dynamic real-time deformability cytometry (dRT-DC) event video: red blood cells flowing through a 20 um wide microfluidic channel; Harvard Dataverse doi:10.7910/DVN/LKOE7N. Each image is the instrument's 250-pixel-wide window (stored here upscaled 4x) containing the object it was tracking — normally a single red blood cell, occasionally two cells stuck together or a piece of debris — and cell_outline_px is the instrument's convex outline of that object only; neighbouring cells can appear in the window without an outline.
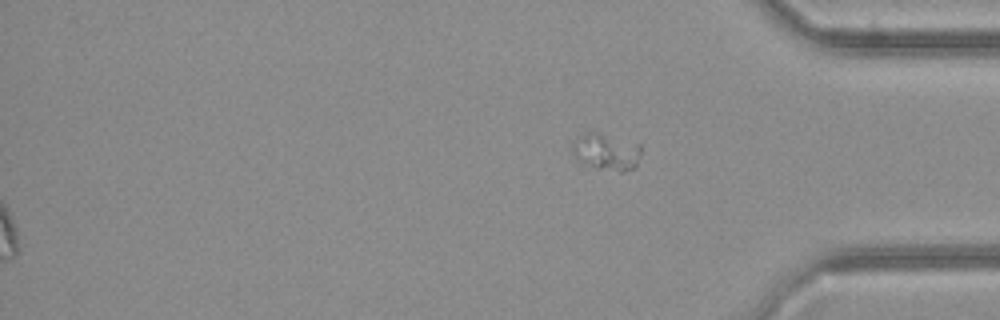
{"species": "common noctule bat (a hibernating species)", "species_latin": "Nyctalus noctula", "temperature_condition": "cold", "stored_images_in_passage": 36, "segment_of_instrument_passage": [2, 2], "camera_frame_rate_fps": 3000, "um_per_image_px": 0.085, "animal": {"sex": "female", "body_mass_g": 21.9}, "frame": {"image": 1, "passage_image": 36, "time_ms": 11.667, "image_size_px": [1000, 320], "cell_outline_px": [[640, 156], [636, 168], [624, 172], [620, 172], [596, 168], [584, 164], [576, 160], [572, 148], [572, 144], [584, 132], [596, 132], [640, 144]], "centroid_in_image_um": [51.55, 12.93], "position_along_channel_um": 383.7, "area_um2": 14.8}}